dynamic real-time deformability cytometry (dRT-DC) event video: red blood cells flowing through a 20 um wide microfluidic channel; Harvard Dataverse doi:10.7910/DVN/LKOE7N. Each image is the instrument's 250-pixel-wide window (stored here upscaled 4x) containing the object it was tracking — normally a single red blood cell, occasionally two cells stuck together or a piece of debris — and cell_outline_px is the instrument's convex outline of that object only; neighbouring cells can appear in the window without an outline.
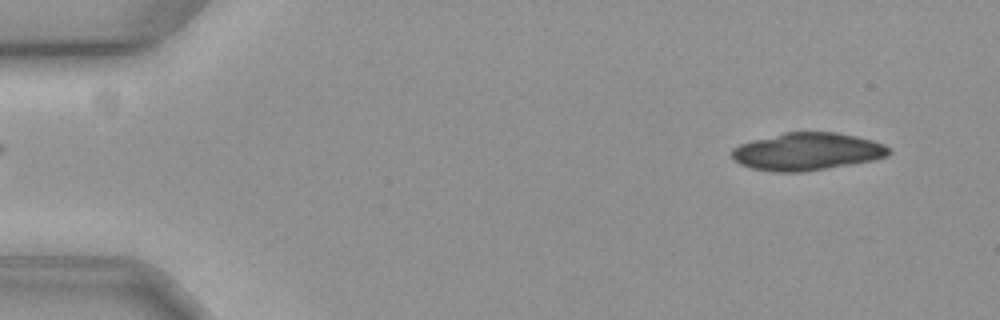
{"species": "common noctule bat (a hibernating species)", "species_latin": "Nyctalus noctula", "temperature_condition": "cold", "stored_images_in_passage": 20, "camera_frame_rate_fps": 3000, "um_per_image_px": 0.085, "animal": {"sex": "female", "body_mass_g": 19.3, "forearm_length_mm": 54.1}, "frame": {"image": 1, "passage_image": 4, "time_ms": 1.0, "image_size_px": [1000, 320], "cell_outline_px": [[892, 152], [888, 156], [872, 160], [804, 172], [772, 172], [752, 168], [740, 164], [732, 160], [732, 148], [740, 144], [752, 140], [784, 132], [836, 132], [856, 136], [872, 140], [884, 144]], "centroid_in_image_um": [68.58, 12.88], "position_along_channel_um": 16.4, "area_um2": 34.39}}